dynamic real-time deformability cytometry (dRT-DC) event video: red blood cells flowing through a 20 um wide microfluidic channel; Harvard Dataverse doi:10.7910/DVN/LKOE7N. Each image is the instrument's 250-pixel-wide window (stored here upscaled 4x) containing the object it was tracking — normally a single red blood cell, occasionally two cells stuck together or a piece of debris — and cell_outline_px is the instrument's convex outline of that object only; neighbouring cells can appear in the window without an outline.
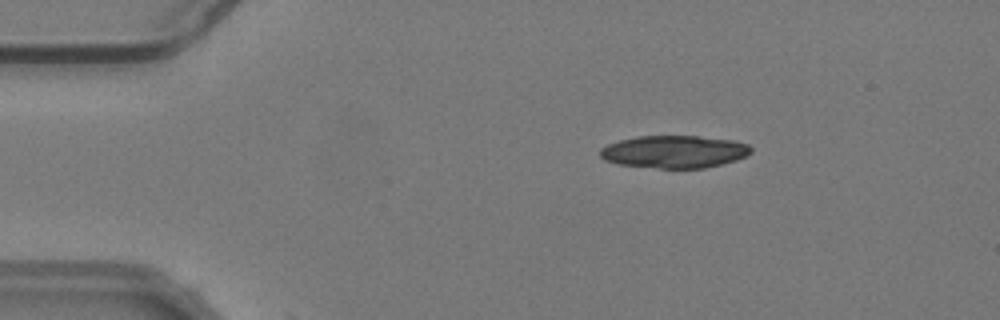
{"species": "common noctule bat (a hibernating species)", "species_latin": "Nyctalus noctula", "temperature_condition": "warm", "stored_images_in_passage": 8, "camera_frame_rate_fps": 3000, "um_per_image_px": 0.085, "animal": {"sex": "male", "body_mass_g": 19.2, "forearm_length_mm": 51.8}, "frame": {"image": 1, "passage_image": 7, "time_ms": 2.0, "image_size_px": [1000, 320], "cell_outline_px": [[752, 152], [748, 156], [736, 160], [704, 168], [660, 168], [616, 164], [604, 160], [600, 156], [600, 148], [608, 144], [620, 140], [636, 136], [696, 136], [732, 140], [748, 144], [752, 148]], "centroid_in_image_um": [57.31, 12.89], "position_along_channel_um": 27.7, "area_um2": 28.67}}